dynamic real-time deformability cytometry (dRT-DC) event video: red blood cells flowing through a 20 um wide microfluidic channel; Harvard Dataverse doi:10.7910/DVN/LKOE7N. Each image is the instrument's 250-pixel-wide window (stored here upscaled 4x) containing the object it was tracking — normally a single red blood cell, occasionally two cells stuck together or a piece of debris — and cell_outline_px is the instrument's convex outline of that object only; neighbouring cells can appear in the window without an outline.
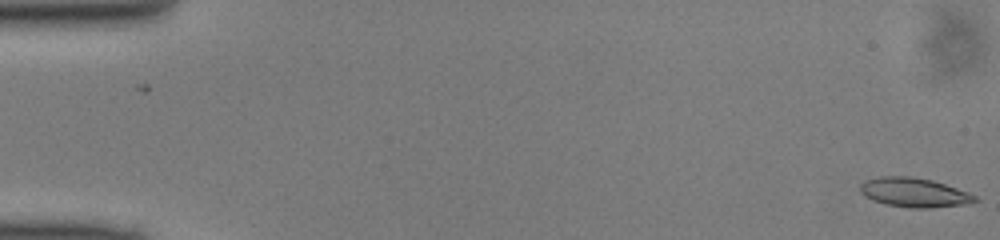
{"species": "common noctule bat (a hibernating species)", "species_latin": "Nyctalus noctula", "temperature_condition": "cold", "stored_images_in_passage": 49, "camera_frame_rate_fps": 3000, "um_per_image_px": 0.085, "animal": {"sex": "male", "body_mass_g": 13.0, "forearm_length_mm": 53.1}, "frame": {"image": 1, "passage_image": 1, "time_ms": 0.0, "image_size_px": [1000, 240], "cell_outline_px": [[980, 200], [964, 204], [932, 208], [908, 208], [884, 204], [872, 200], [864, 196], [860, 192], [860, 184], [864, 180], [880, 176], [908, 176], [932, 180], [968, 192], [976, 196]], "centroid_in_image_um": [77.66, 16.37], "position_along_channel_um": 7.3, "area_um2": 19.71}}
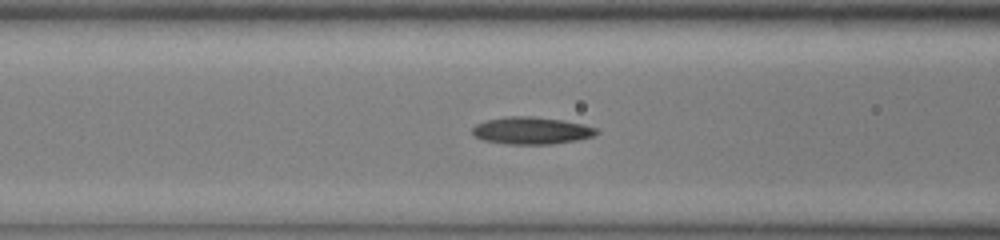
{"frame": {"image": 2, "passage_image": 20, "time_ms": 6.333, "image_size_px": [1000, 240], "cell_outline_px": [[600, 132], [596, 136], [576, 140], [552, 144], [504, 144], [484, 140], [476, 136], [472, 132], [472, 128], [476, 124], [488, 120], [508, 116], [532, 116], [560, 120], [584, 124], [596, 128]], "centroid_in_image_um": [45.21, 11.1], "position_along_channel_um": 121.4, "area_um2": 19.65}}
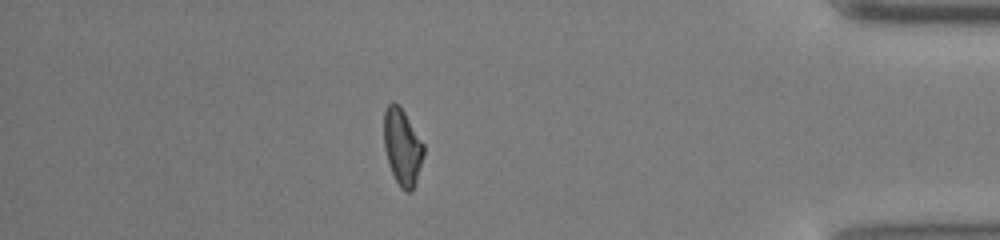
{"frame": {"image": 3, "passage_image": 43, "time_ms": 14.0, "image_size_px": [1000, 240], "cell_outline_px": [[424, 152], [416, 180], [412, 188], [408, 192], [404, 192], [400, 188], [388, 164], [384, 148], [384, 112], [388, 104], [392, 100], [404, 112], [424, 144]], "centroid_in_image_um": [34.17, 12.49], "position_along_channel_um": 401.0, "area_um2": 17.46}}